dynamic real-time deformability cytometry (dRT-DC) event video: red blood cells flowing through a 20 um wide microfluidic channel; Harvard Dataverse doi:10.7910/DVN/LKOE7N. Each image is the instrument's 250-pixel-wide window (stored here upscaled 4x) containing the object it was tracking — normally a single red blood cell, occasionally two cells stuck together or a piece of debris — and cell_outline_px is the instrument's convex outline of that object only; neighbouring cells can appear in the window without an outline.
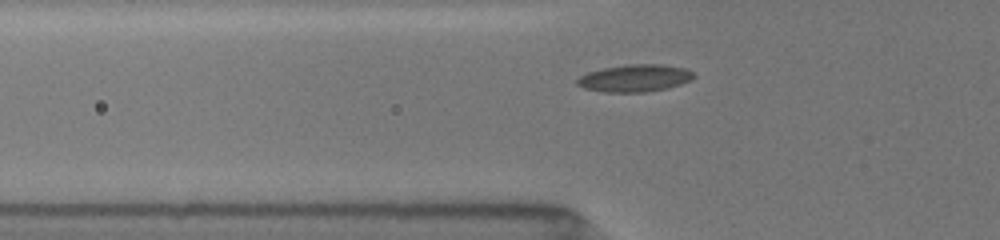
{"species": "common noctule bat (a hibernating species)", "species_latin": "Nyctalus noctula", "temperature_condition": "room temperature", "stored_images_in_passage": 12, "camera_frame_rate_fps": 3000, "um_per_image_px": 0.085, "animal": {"sex": "female", "body_mass_g": 19.5, "forearm_length_mm": 54.1}, "frame": {"image": 1, "passage_image": 6, "time_ms": 2.0, "image_size_px": [1000, 240], "cell_outline_px": [[696, 76], [692, 80], [668, 88], [644, 92], [604, 92], [584, 88], [576, 84], [576, 80], [580, 76], [588, 72], [604, 68], [628, 64], [660, 64], [684, 68], [692, 72]], "centroid_in_image_um": [53.96, 6.64], "position_along_channel_um": 71.8, "area_um2": 18.5}}
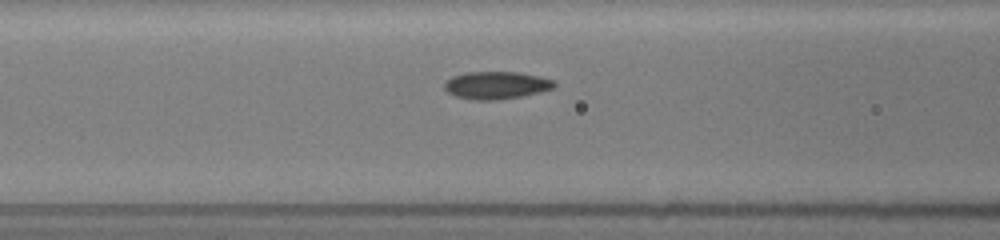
{"frame": {"image": 2, "passage_image": 9, "time_ms": 3.333, "image_size_px": [1000, 240], "cell_outline_px": [[556, 88], [540, 92], [520, 96], [496, 100], [472, 100], [456, 96], [448, 92], [444, 88], [444, 80], [452, 76], [464, 72], [520, 72], [540, 76], [556, 80]], "centroid_in_image_um": [42.2, 7.23], "position_along_channel_um": 124.4, "area_um2": 17.92}}
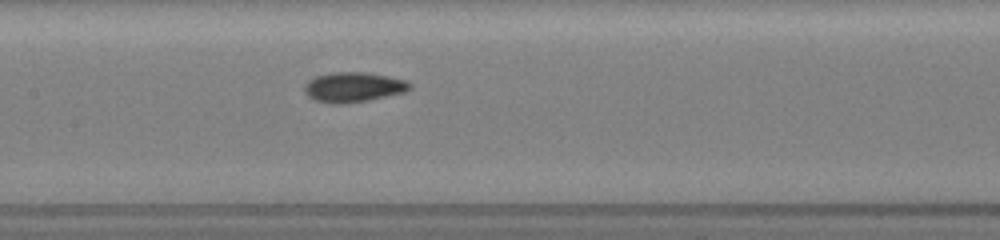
{"frame": {"image": 3, "passage_image": 12, "time_ms": 4.667, "image_size_px": [1000, 240], "cell_outline_px": [[412, 88], [404, 92], [368, 100], [344, 104], [328, 104], [316, 100], [308, 96], [304, 92], [304, 84], [308, 80], [316, 76], [332, 72], [364, 72], [388, 76], [404, 80], [412, 84]], "centroid_in_image_um": [30.01, 7.41], "position_along_channel_um": 177.4, "area_um2": 18.44}}